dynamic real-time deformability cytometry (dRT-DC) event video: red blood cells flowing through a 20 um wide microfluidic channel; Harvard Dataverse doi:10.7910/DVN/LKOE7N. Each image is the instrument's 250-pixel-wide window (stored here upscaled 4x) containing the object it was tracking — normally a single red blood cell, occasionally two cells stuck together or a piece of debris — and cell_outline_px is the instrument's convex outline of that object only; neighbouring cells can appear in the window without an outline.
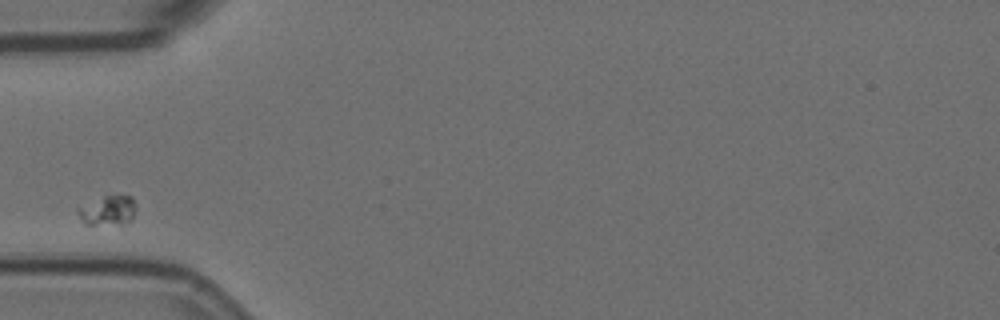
{"species": "Egyptian fruit bat (a non-hibernating species)", "species_latin": "Rousettus aegyptiacus", "temperature_condition": "room temperature", "stored_images_in_passage": 4, "camera_frame_rate_fps": 3000, "um_per_image_px": 0.085, "animal": {"sex": "female"}, "frame": {"image": 1, "passage_image": 1, "time_ms": 0.0, "image_size_px": [1000, 320], "cell_outline_px": [[136, 212], [132, 220], [124, 224], [84, 224], [80, 220], [76, 212], [76, 208], [112, 192], [132, 196], [136, 204]], "centroid_in_image_um": [9.2, 17.85], "position_along_channel_um": 75.8, "area_um2": 10.64}}
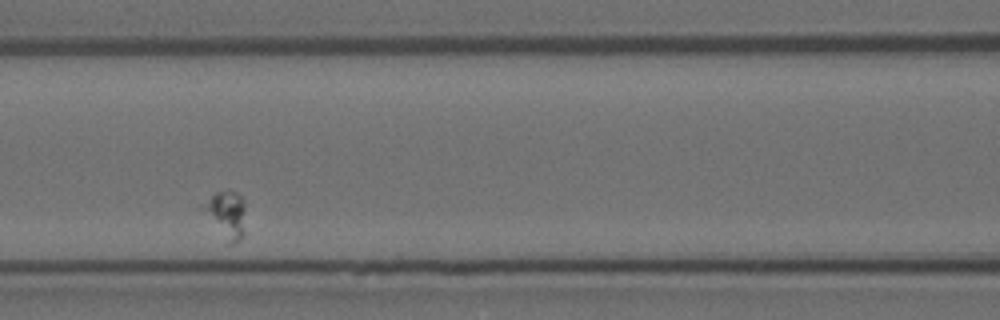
{"frame": {"image": 2, "passage_image": 3, "time_ms": 0.667, "image_size_px": [1000, 320], "cell_outline_px": [[244, 232], [240, 240], [232, 244], [228, 244], [200, 208], [216, 192], [236, 192], [244, 200]], "centroid_in_image_um": [19.25, 18.27], "position_along_channel_um": 147.4, "area_um2": 11.39}}
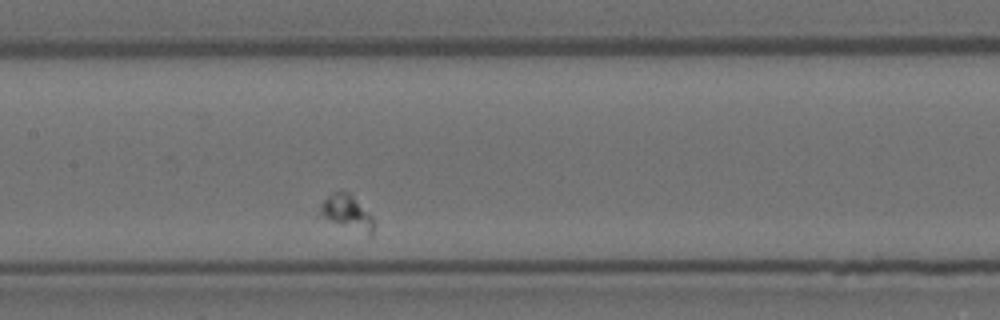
{"frame": {"image": 3, "passage_image": 4, "time_ms": 1.0, "image_size_px": [1000, 320], "cell_outline_px": [[372, 236], [316, 216], [320, 204], [332, 192], [352, 192], [372, 216]], "centroid_in_image_um": [29.43, 18.02], "position_along_channel_um": 178.0, "area_um2": 10.98}}